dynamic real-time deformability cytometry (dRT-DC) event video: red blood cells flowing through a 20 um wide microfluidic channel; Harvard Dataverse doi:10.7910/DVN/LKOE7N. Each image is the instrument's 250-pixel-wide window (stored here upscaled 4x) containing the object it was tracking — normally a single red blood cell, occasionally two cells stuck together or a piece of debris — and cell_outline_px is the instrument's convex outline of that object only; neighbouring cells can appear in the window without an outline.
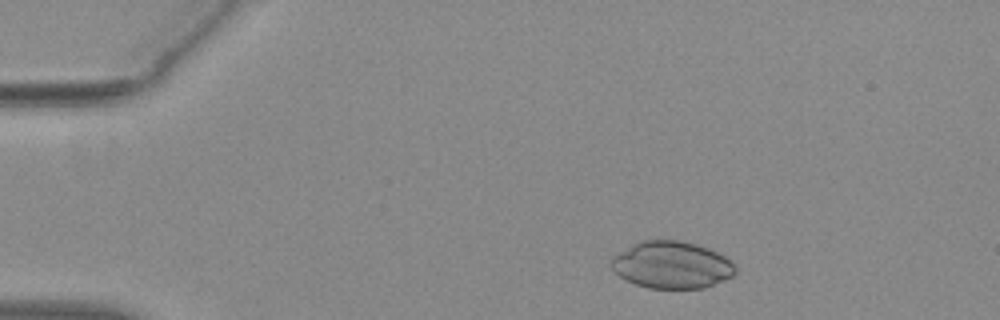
{"species": "common noctule bat (a hibernating species)", "species_latin": "Nyctalus noctula", "temperature_condition": "warm", "stored_images_in_passage": 46, "camera_frame_rate_fps": 3000, "um_per_image_px": 0.085, "animal": {"sex": "female", "body_mass_g": 29.2, "forearm_length_mm": 56.3}, "frame": {"image": 1, "passage_image": 1, "time_ms": 0.0, "image_size_px": [1000, 320], "cell_outline_px": [[736, 272], [732, 276], [704, 288], [648, 288], [636, 284], [620, 276], [612, 268], [612, 256], [632, 244], [644, 240], [680, 240], [696, 244], [708, 248], [732, 260], [736, 268]], "centroid_in_image_um": [57.11, 22.51], "position_along_channel_um": 27.9, "area_um2": 33.87}}
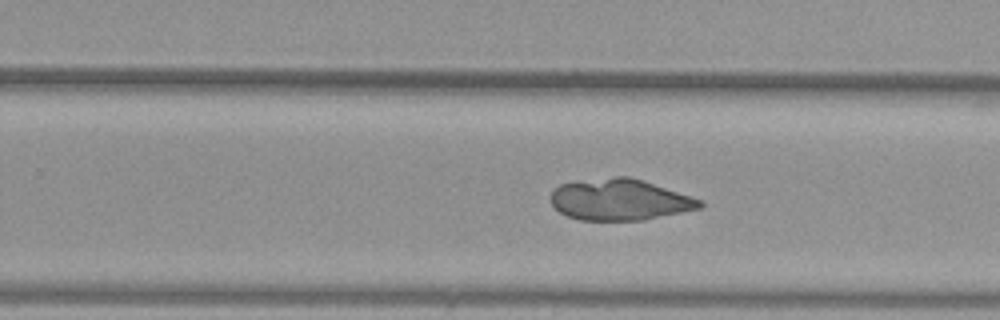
{"frame": {"image": 2, "passage_image": 26, "time_ms": 8.333, "image_size_px": [1000, 320], "cell_outline_px": [[704, 204], [700, 208], [644, 220], [580, 220], [568, 216], [560, 212], [552, 204], [552, 188], [560, 184], [616, 176], [628, 176], [704, 200]], "centroid_in_image_um": [52.69, 16.98], "position_along_channel_um": 277.1, "area_um2": 35.49}}
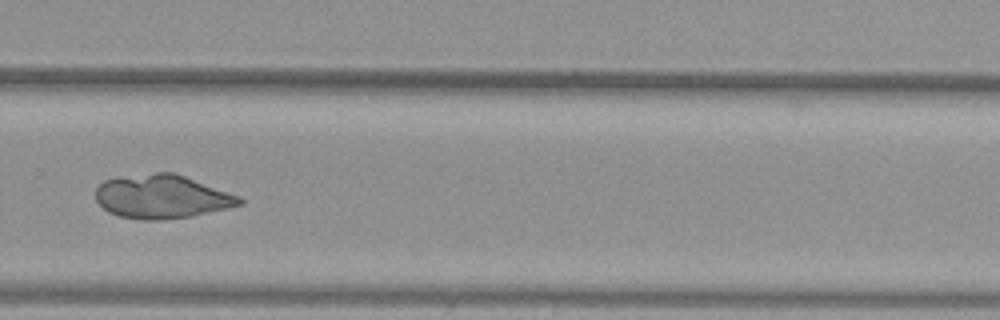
{"frame": {"image": 3, "passage_image": 29, "time_ms": 9.333, "image_size_px": [1000, 320], "cell_outline_px": [[244, 204], [228, 208], [192, 216], [160, 220], [140, 220], [120, 216], [108, 212], [96, 200], [96, 188], [104, 180], [156, 172], [172, 172], [184, 176], [240, 196], [244, 200]], "centroid_in_image_um": [13.78, 16.73], "position_along_channel_um": 316.0, "area_um2": 36.36}}